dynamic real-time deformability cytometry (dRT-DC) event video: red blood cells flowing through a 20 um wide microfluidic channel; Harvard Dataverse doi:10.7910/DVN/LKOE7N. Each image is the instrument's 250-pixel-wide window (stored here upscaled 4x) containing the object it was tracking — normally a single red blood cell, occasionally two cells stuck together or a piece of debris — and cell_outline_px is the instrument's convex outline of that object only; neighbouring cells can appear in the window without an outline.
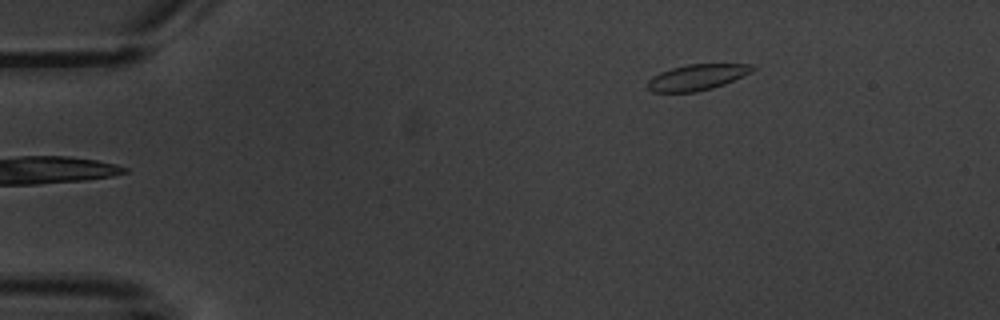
{"species": "common noctule bat (a hibernating species)", "species_latin": "Nyctalus noctula", "temperature_condition": "warm", "stored_images_in_passage": 3, "camera_frame_rate_fps": 3000, "um_per_image_px": 0.085, "animal": {"sex": "male", "body_mass_g": 20.1, "forearm_length_mm": 53.5}, "frame": {"image": 1, "passage_image": 1, "time_ms": 0.0, "image_size_px": [1000, 320], "cell_outline_px": [[756, 68], [752, 72], [724, 84], [712, 88], [696, 92], [652, 92], [648, 88], [648, 80], [652, 76], [660, 72], [672, 68], [688, 64], [752, 64]], "centroid_in_image_um": [59.25, 6.56], "position_along_channel_um": 25.7, "area_um2": 15.78}}